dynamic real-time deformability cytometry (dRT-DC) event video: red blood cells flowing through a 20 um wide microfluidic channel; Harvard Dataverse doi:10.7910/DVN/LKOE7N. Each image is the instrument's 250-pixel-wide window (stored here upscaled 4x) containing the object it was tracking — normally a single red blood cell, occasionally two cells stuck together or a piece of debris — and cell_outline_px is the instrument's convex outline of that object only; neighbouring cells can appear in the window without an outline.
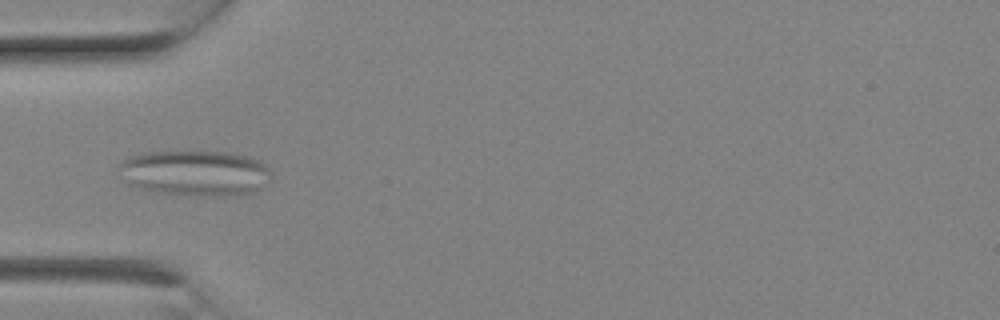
{"species": "Egyptian fruit bat (a non-hibernating species)", "species_latin": "Rousettus aegyptiacus", "temperature_condition": "room temperature", "stored_images_in_passage": 1, "camera_frame_rate_fps": 3000, "um_per_image_px": 0.085, "animal": {"sex": "female"}, "frame": {"image": 1, "passage_image": 1, "time_ms": 0.0, "image_size_px": [1000, 320], "cell_outline_px": [[272, 180], [260, 188], [252, 192], [228, 196], [212, 196], [160, 192], [128, 184], [120, 176], [116, 168], [124, 160], [132, 156], [144, 152], [224, 152], [248, 156], [260, 160], [268, 168]], "centroid_in_image_um": [16.6, 14.7], "position_along_channel_um": 68.4, "area_um2": 40.23}}